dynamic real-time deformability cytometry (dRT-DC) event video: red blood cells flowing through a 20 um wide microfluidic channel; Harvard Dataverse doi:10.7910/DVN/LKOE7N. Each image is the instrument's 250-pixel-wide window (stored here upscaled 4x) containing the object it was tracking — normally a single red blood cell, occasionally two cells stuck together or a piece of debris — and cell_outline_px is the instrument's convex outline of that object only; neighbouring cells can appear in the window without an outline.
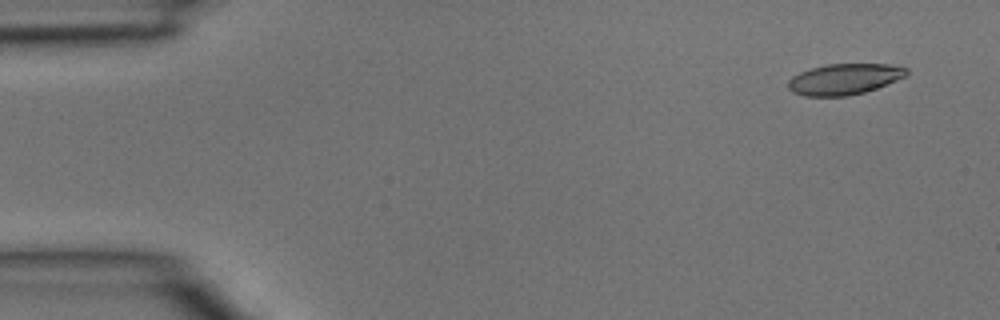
{"species": "common noctule bat (a hibernating species)", "species_latin": "Nyctalus noctula", "temperature_condition": "room temperature", "stored_images_in_passage": 5, "camera_frame_rate_fps": 3000, "um_per_image_px": 0.085, "animal": {"sex": "male", "body_mass_g": 15.6}, "frame": {"image": 1, "passage_image": 1, "time_ms": 0.0, "image_size_px": [1000, 320], "cell_outline_px": [[908, 72], [904, 76], [896, 80], [876, 88], [864, 92], [848, 96], [804, 96], [792, 92], [788, 88], [788, 80], [792, 76], [800, 72], [812, 68], [828, 64], [888, 64], [908, 68]], "centroid_in_image_um": [71.73, 6.73], "position_along_channel_um": 13.3, "area_um2": 21.21}}
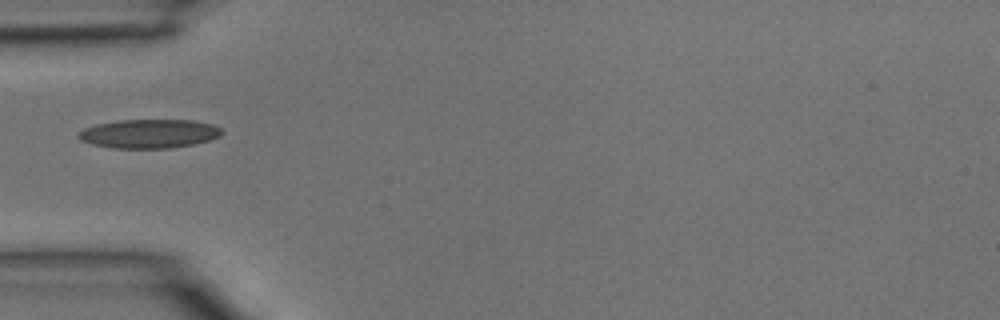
{"frame": {"image": 2, "passage_image": 4, "time_ms": 1.0, "image_size_px": [1000, 320], "cell_outline_px": [[224, 132], [220, 136], [208, 140], [192, 144], [172, 148], [112, 148], [92, 144], [80, 140], [76, 136], [84, 128], [96, 124], [120, 120], [192, 120], [212, 124], [220, 128]], "centroid_in_image_um": [12.66, 11.36], "position_along_channel_um": 72.3, "area_um2": 24.1}}